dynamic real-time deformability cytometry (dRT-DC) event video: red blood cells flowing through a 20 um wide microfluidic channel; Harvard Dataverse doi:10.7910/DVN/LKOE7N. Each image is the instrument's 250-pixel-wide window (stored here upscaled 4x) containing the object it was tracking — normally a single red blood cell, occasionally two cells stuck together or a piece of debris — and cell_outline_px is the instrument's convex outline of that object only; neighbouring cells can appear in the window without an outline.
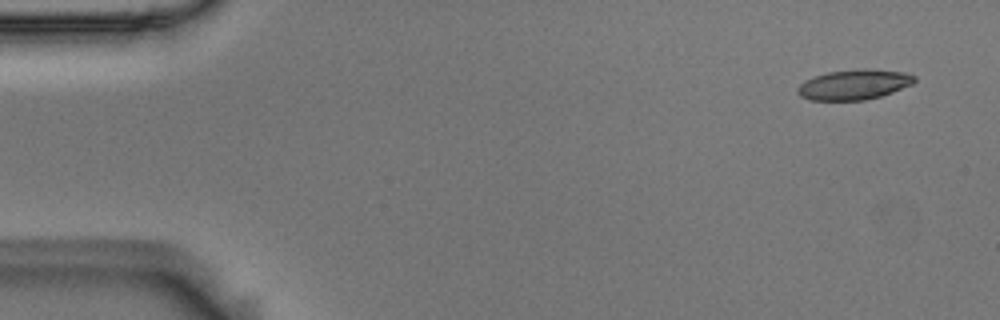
{"species": "Egyptian fruit bat (a non-hibernating species)", "species_latin": "Rousettus aegyptiacus", "temperature_condition": "room temperature", "stored_images_in_passage": 7, "segment_of_instrument_passage": [2, 2], "camera_frame_rate_fps": 3000, "um_per_image_px": 0.085, "animal": {"sex": "male"}, "frame": {"image": 1, "passage_image": 7, "time_ms": 2.0, "image_size_px": [1000, 320], "cell_outline_px": [[916, 80], [912, 84], [892, 92], [880, 96], [864, 100], [808, 100], [800, 96], [796, 92], [796, 88], [804, 80], [828, 72], [860, 68], [864, 68], [904, 72], [916, 76]], "centroid_in_image_um": [72.57, 7.18], "position_along_channel_um": 12.4, "area_um2": 20.58}}